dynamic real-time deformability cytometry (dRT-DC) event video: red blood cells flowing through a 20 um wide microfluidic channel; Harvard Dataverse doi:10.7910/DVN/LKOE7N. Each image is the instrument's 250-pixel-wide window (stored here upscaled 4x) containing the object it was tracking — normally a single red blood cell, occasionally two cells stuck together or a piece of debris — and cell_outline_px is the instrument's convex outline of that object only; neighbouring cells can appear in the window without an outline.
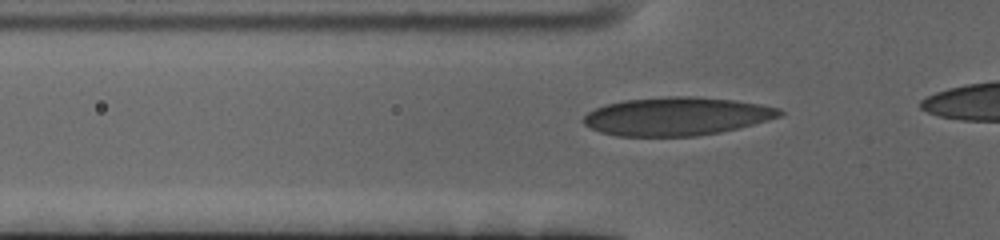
{"species": "human", "species_latin": "Homo sapiens", "temperature_condition": "cold", "stored_images_in_passage": 39, "camera_frame_rate_fps": 3000, "um_per_image_px": 0.085, "donor": {"sex": "female"}, "frame": {"image": 1, "passage_image": 9, "time_ms": 2.667, "image_size_px": [1000, 240], "cell_outline_px": [[784, 112], [780, 116], [768, 120], [740, 128], [720, 132], [696, 136], [616, 136], [600, 132], [584, 124], [580, 120], [588, 112], [596, 108], [608, 104], [624, 100], [668, 96], [692, 96], [736, 100], [760, 104], [780, 108]], "centroid_in_image_um": [57.52, 9.89], "position_along_channel_um": 68.3, "area_um2": 43.87}}
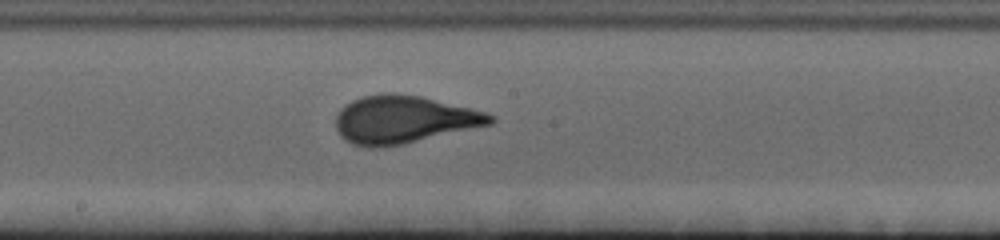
{"frame": {"image": 2, "passage_image": 22, "time_ms": 7.0, "image_size_px": [1000, 240], "cell_outline_px": [[496, 120], [492, 124], [404, 144], [376, 148], [372, 148], [352, 144], [344, 140], [340, 136], [336, 128], [336, 116], [340, 108], [344, 104], [352, 100], [364, 96], [392, 92], [420, 96], [484, 112], [496, 116]], "centroid_in_image_um": [34.28, 10.17], "position_along_channel_um": 213.9, "area_um2": 42.95}}
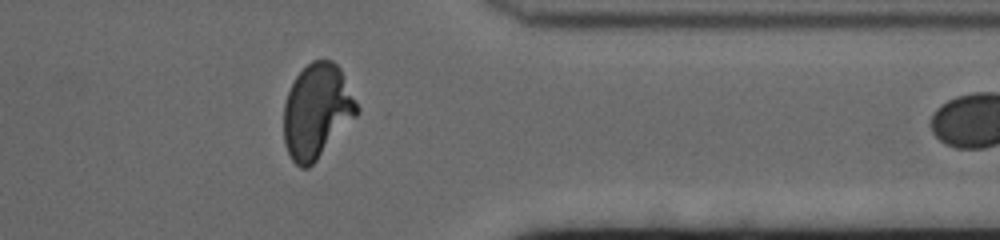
{"frame": {"image": 3, "passage_image": 38, "time_ms": 12.333, "image_size_px": [1000, 240], "cell_outline_px": [[360, 112], [316, 160], [308, 168], [300, 168], [292, 160], [284, 144], [284, 104], [288, 92], [296, 76], [312, 60], [332, 60], [340, 68], [360, 108]], "centroid_in_image_um": [26.94, 9.44], "position_along_channel_um": 384.5, "area_um2": 40.06}}